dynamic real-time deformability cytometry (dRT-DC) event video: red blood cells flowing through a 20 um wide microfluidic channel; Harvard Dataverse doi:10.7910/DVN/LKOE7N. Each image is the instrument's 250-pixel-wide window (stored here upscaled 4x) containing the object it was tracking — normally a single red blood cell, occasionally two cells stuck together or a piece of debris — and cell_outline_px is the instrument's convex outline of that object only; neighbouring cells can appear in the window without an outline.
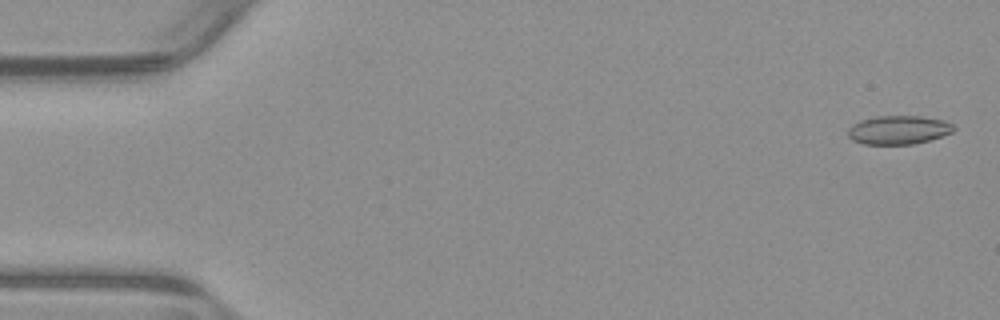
{"species": "common noctule bat (a hibernating species)", "species_latin": "Nyctalus noctula", "temperature_condition": "warm", "stored_images_in_passage": 54, "camera_frame_rate_fps": 3000, "um_per_image_px": 0.085, "animal": {"sex": "male", "body_mass_g": 23.1, "forearm_length_mm": 52.7}, "frame": {"image": 1, "passage_image": 2, "time_ms": 0.333, "image_size_px": [1000, 320], "cell_outline_px": [[956, 128], [952, 132], [928, 140], [912, 144], [864, 144], [852, 140], [848, 136], [848, 128], [852, 124], [860, 120], [876, 116], [920, 116], [944, 120], [952, 124]], "centroid_in_image_um": [76.34, 11.03], "position_along_channel_um": 8.7, "area_um2": 17.63}}
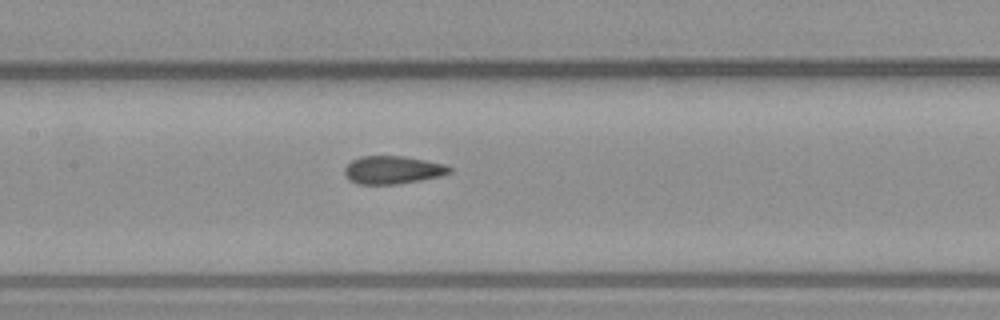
{"frame": {"image": 2, "passage_image": 26, "time_ms": 8.333, "image_size_px": [1000, 320], "cell_outline_px": [[452, 172], [440, 176], [400, 184], [356, 184], [348, 180], [344, 176], [344, 168], [352, 160], [360, 156], [404, 156], [444, 164], [452, 168]], "centroid_in_image_um": [33.34, 14.45], "position_along_channel_um": 174.1, "area_um2": 17.22}}
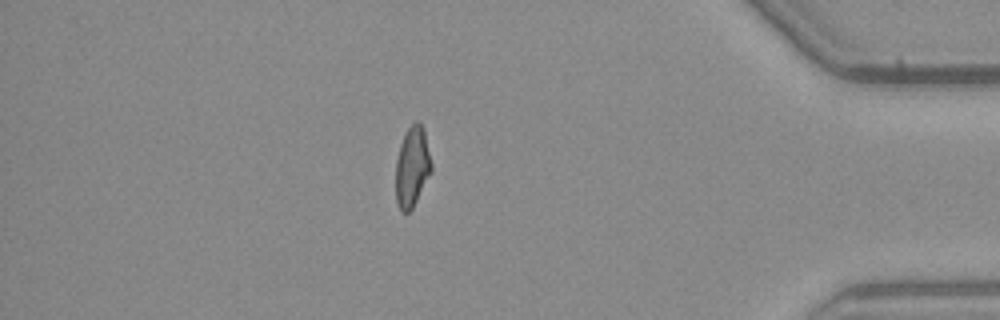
{"frame": {"image": 3, "passage_image": 47, "time_ms": 15.333, "image_size_px": [1000, 320], "cell_outline_px": [[432, 172], [412, 208], [408, 212], [400, 212], [396, 200], [396, 160], [400, 144], [408, 128], [416, 120], [424, 128], [432, 164]], "centroid_in_image_um": [35.04, 14.19], "position_along_channel_um": 400.2, "area_um2": 16.7}, "authors_computed_cell_mechanics": {"area_um2": 17.3689, "velocity_mm_per_s": 3.8414, "shape_relaxation_time_tau1_ms": null, "shape_relaxation_time_tau2_ms": 1.4541, "deformation_change_tau1": null, "deformation_change_tau2": 0.0864}}